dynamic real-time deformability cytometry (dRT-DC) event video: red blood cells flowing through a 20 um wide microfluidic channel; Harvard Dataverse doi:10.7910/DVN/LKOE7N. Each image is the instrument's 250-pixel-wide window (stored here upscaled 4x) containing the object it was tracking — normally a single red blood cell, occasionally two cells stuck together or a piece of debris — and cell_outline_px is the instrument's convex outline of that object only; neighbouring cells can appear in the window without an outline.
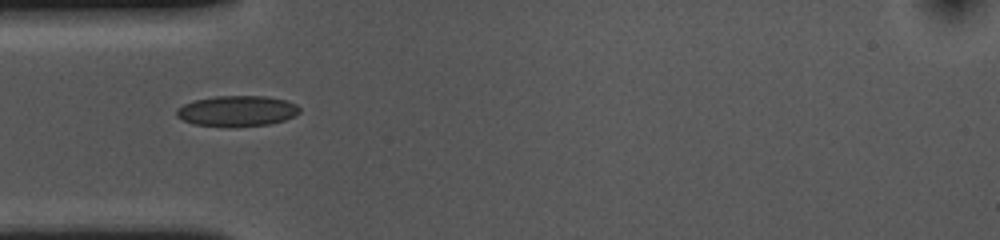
{"species": "common noctule bat (a hibernating species)", "species_latin": "Nyctalus noctula", "temperature_condition": "cold", "stored_images_in_passage": 39, "camera_frame_rate_fps": 3000, "um_per_image_px": 0.085, "animal": {"sex": "female", "body_mass_g": 10.0, "forearm_length_mm": 53.1}, "frame": {"image": 1, "passage_image": 1, "time_ms": 0.0, "image_size_px": [1000, 240], "cell_outline_px": [[300, 112], [284, 120], [268, 124], [232, 128], [228, 128], [192, 124], [176, 116], [176, 108], [184, 104], [196, 100], [216, 96], [264, 96], [288, 100], [296, 104], [300, 108]], "centroid_in_image_um": [20.13, 9.45], "position_along_channel_um": 64.9, "area_um2": 22.25}}
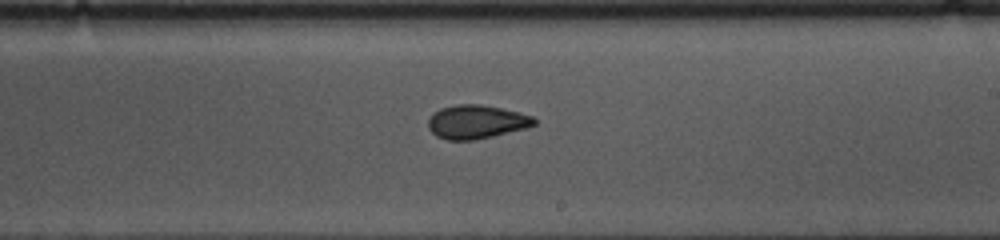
{"frame": {"image": 2, "passage_image": 16, "time_ms": 5.0, "image_size_px": [1000, 240], "cell_outline_px": [[536, 124], [528, 128], [492, 136], [472, 140], [448, 140], [436, 136], [428, 128], [428, 120], [440, 108], [460, 104], [480, 104], [500, 108], [532, 116], [536, 120]], "centroid_in_image_um": [40.5, 10.36], "position_along_channel_um": 248.5, "area_um2": 20.58}}
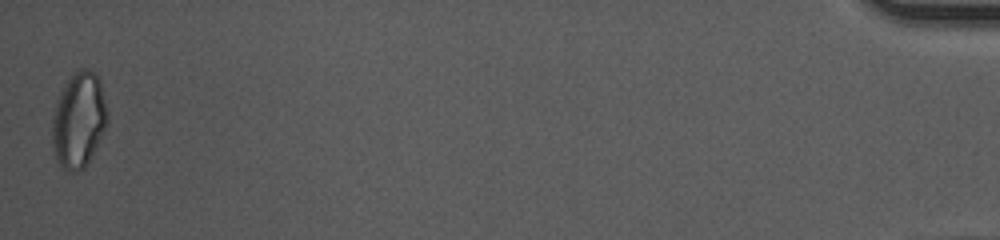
{"frame": {"image": 3, "passage_image": 39, "time_ms": 12.667, "image_size_px": [1000, 240], "cell_outline_px": [[108, 116], [104, 128], [84, 168], [76, 172], [68, 172], [60, 168], [56, 160], [52, 144], [52, 120], [56, 100], [60, 92], [68, 80], [80, 68], [84, 68], [96, 72], [100, 80], [108, 112]], "centroid_in_image_um": [6.66, 10.2], "position_along_channel_um": 428.5, "area_um2": 30.52}, "authors_computed_cell_mechanics": {"area_um2": 21.1548, "velocity_mm_per_s": 3.6525, "shape_relaxation_time_tau1_ms": 4.8845, "shape_relaxation_time_tau2_ms": 4.7635, "deformation_change_tau1": 0.1142, "deformation_change_tau2": 0.0859}}